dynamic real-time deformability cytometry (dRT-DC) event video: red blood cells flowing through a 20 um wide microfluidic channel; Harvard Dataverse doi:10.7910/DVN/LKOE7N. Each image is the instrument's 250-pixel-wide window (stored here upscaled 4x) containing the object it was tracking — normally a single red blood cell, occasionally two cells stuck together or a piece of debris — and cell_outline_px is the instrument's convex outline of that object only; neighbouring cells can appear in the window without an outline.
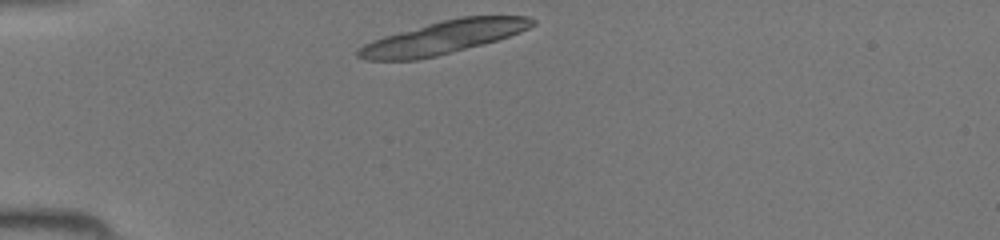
{"species": "common noctule bat (a hibernating species)", "species_latin": "Nyctalus noctula", "temperature_condition": "room temperature", "stored_images_in_passage": 24, "camera_frame_rate_fps": 3000, "um_per_image_px": 0.085, "animal": {"sex": "female", "body_mass_g": 19.5, "forearm_length_mm": 54.1}, "frame": {"image": 1, "passage_image": 1, "time_ms": 0.0, "image_size_px": [1000, 240], "cell_outline_px": [[536, 24], [520, 32], [484, 44], [436, 56], [416, 60], [364, 60], [356, 56], [356, 52], [364, 44], [372, 40], [384, 36], [428, 24], [460, 16], [528, 16], [536, 20]], "centroid_in_image_um": [37.68, 3.18], "position_along_channel_um": 47.3, "area_um2": 33.18}}